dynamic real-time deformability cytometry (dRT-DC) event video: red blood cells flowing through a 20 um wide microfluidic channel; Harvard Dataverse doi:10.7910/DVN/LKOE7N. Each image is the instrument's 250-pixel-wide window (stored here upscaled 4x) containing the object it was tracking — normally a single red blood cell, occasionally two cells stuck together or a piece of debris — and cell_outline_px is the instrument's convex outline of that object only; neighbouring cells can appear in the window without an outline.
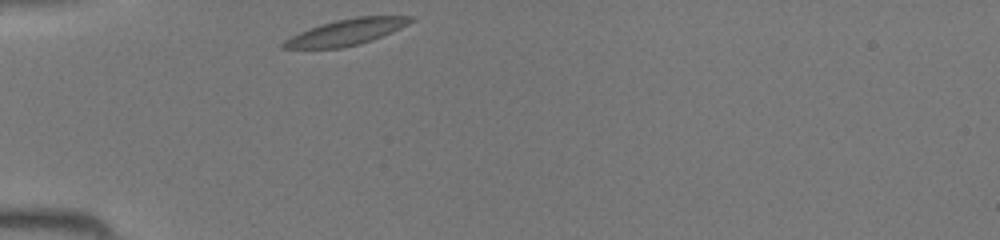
{"species": "common noctule bat (a hibernating species)", "species_latin": "Nyctalus noctula", "temperature_condition": "room temperature", "stored_images_in_passage": 27, "camera_frame_rate_fps": 3000, "um_per_image_px": 0.085, "animal": {"sex": "female", "body_mass_g": 19.5, "forearm_length_mm": 54.1}, "frame": {"image": 1, "passage_image": 1, "time_ms": 0.0, "image_size_px": [1000, 240], "cell_outline_px": [[416, 20], [400, 28], [372, 40], [360, 44], [340, 48], [280, 48], [280, 44], [284, 40], [300, 32], [336, 20], [356, 16], [412, 16]], "centroid_in_image_um": [29.46, 2.73], "position_along_channel_um": 55.5, "area_um2": 19.02}}
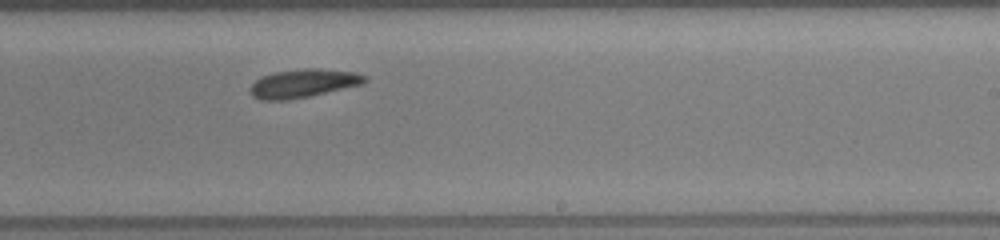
{"frame": {"image": 2, "passage_image": 16, "time_ms": 5.0, "image_size_px": [1000, 240], "cell_outline_px": [[368, 80], [360, 84], [308, 96], [288, 100], [260, 100], [252, 96], [248, 92], [248, 88], [256, 80], [264, 76], [276, 72], [304, 68], [320, 68], [356, 72], [368, 76]], "centroid_in_image_um": [25.75, 7.08], "position_along_channel_um": 263.2, "area_um2": 18.9}}
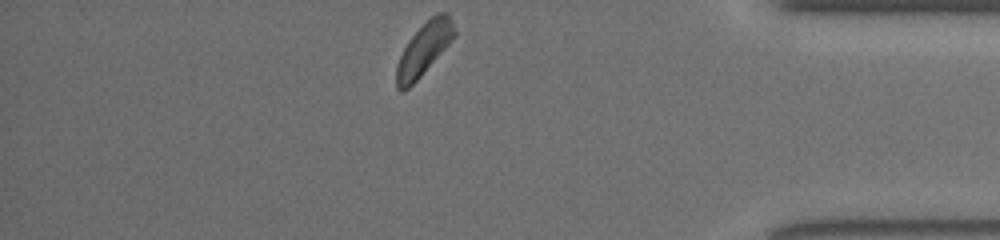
{"frame": {"image": 3, "passage_image": 27, "time_ms": 8.667, "image_size_px": [1000, 240], "cell_outline_px": [[456, 36], [420, 76], [404, 92], [400, 92], [396, 88], [396, 68], [400, 56], [408, 40], [436, 12], [448, 12], [452, 20], [456, 32]], "centroid_in_image_um": [36.04, 4.17], "position_along_channel_um": 399.2, "area_um2": 17.46}}